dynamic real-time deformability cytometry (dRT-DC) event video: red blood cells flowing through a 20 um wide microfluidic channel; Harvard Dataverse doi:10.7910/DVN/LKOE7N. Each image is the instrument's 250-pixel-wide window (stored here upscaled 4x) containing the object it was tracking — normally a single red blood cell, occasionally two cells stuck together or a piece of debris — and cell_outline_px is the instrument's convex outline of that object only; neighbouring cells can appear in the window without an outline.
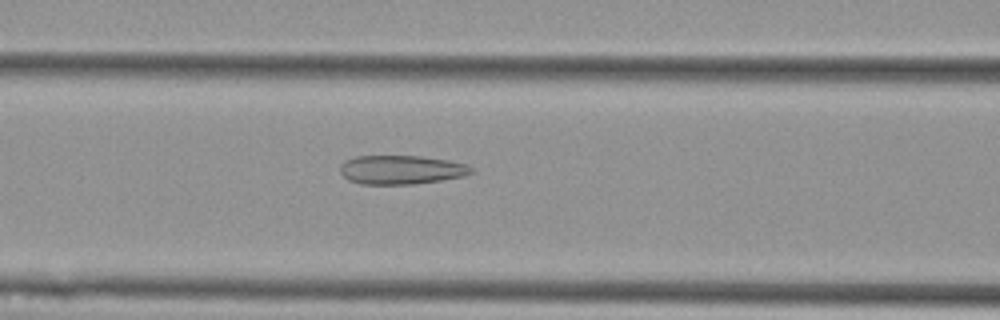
{"species": "Egyptian fruit bat (a non-hibernating species)", "species_latin": "Rousettus aegyptiacus", "temperature_condition": "cold", "stored_images_in_passage": 56, "camera_frame_rate_fps": 3000, "um_per_image_px": 0.085, "animal": {"sex": "female"}, "frame": {"image": 1, "passage_image": 23, "time_ms": 7.333, "image_size_px": [1000, 320], "cell_outline_px": [[476, 172], [464, 176], [440, 180], [412, 184], [360, 184], [348, 180], [340, 172], [340, 164], [344, 160], [356, 156], [420, 156], [448, 160], [468, 164]], "centroid_in_image_um": [34.11, 14.42], "position_along_channel_um": 132.5, "area_um2": 22.25}}
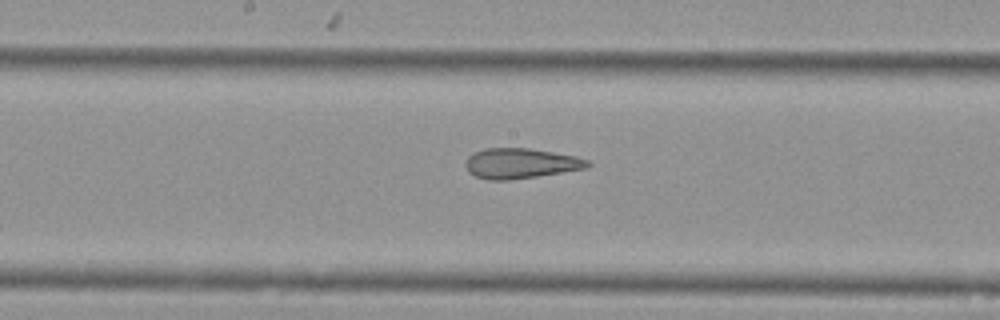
{"frame": {"image": 2, "passage_image": 29, "time_ms": 9.333, "image_size_px": [1000, 320], "cell_outline_px": [[592, 164], [588, 168], [536, 176], [508, 180], [488, 180], [476, 176], [468, 172], [464, 164], [468, 156], [484, 148], [528, 148], [576, 156], [588, 160]], "centroid_in_image_um": [44.25, 13.89], "position_along_channel_um": 204.0, "area_um2": 21.44}}
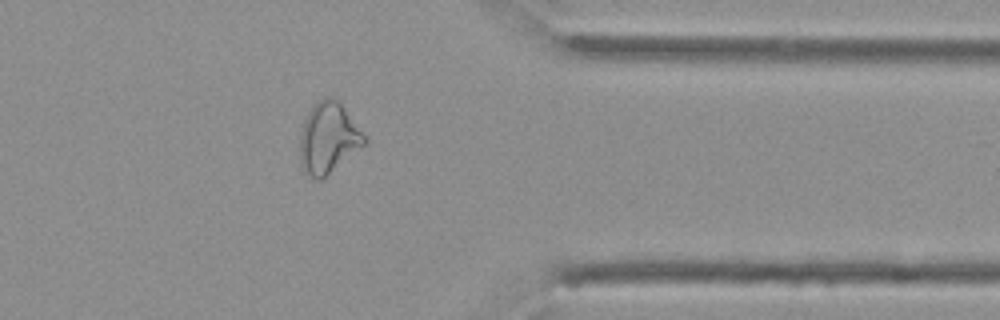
{"frame": {"image": 3, "passage_image": 45, "time_ms": 14.667, "image_size_px": [1000, 320], "cell_outline_px": [[368, 144], [320, 180], [316, 180], [304, 172], [300, 164], [300, 132], [304, 120], [312, 104], [316, 100], [324, 96], [332, 96], [344, 108], [368, 140]], "centroid_in_image_um": [27.9, 11.73], "position_along_channel_um": 383.5, "area_um2": 26.88}, "authors_computed_cell_mechanics": {"area_um2": 27.0215, "velocity_mm_per_s": 3.5833, "shape_relaxation_time_tau1_ms": null, "shape_relaxation_time_tau2_ms": 2.1677, "deformation_change_tau1": null, "deformation_change_tau2": 0.1129}}